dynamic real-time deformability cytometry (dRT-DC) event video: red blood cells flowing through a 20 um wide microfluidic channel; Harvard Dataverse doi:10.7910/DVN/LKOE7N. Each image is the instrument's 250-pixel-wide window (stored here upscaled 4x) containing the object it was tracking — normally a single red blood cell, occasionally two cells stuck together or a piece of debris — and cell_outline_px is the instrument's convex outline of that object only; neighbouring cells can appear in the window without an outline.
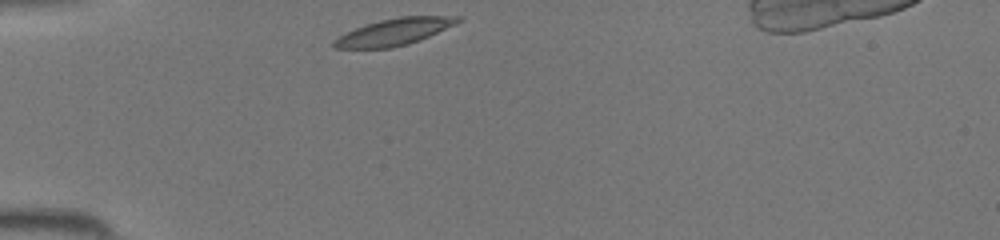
{"species": "common noctule bat (a hibernating species)", "species_latin": "Nyctalus noctula", "temperature_condition": "room temperature", "stored_images_in_passage": 29, "camera_frame_rate_fps": 3000, "um_per_image_px": 0.085, "animal": {"sex": "female", "body_mass_g": 19.5, "forearm_length_mm": 54.1}, "frame": {"image": 1, "passage_image": 1, "time_ms": 0.0, "image_size_px": [1000, 240], "cell_outline_px": [[464, 20], [456, 24], [420, 40], [408, 44], [392, 48], [332, 48], [332, 40], [356, 28], [380, 20], [400, 16], [460, 16]], "centroid_in_image_um": [33.54, 2.71], "position_along_channel_um": 51.5, "area_um2": 19.25}}
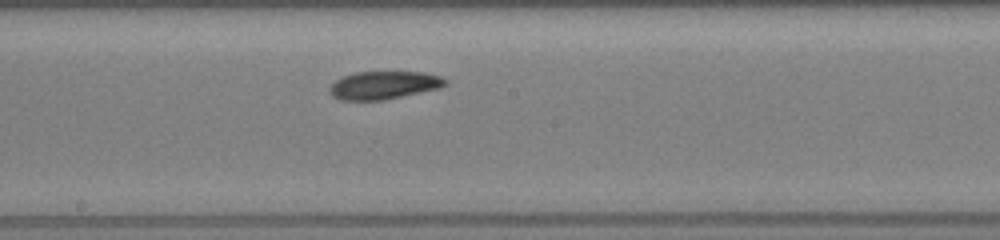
{"frame": {"image": 2, "passage_image": 13, "time_ms": 4.0, "image_size_px": [1000, 240], "cell_outline_px": [[448, 84], [440, 88], [384, 100], [340, 100], [332, 96], [328, 92], [328, 88], [336, 80], [344, 76], [356, 72], [424, 72], [440, 76], [448, 80]], "centroid_in_image_um": [32.63, 7.24], "position_along_channel_um": 215.6, "area_um2": 18.96}}
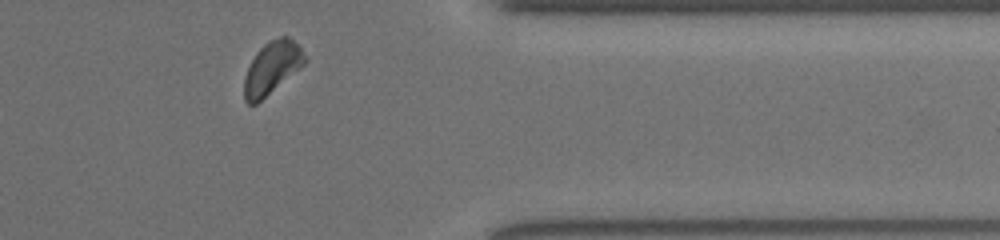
{"frame": {"image": 3, "passage_image": 25, "time_ms": 8.0, "image_size_px": [1000, 240], "cell_outline_px": [[308, 60], [304, 64], [256, 104], [248, 104], [244, 100], [244, 76], [256, 52], [268, 40], [280, 36], [288, 36], [308, 56]], "centroid_in_image_um": [23.11, 5.74], "position_along_channel_um": 388.3, "area_um2": 18.32}}